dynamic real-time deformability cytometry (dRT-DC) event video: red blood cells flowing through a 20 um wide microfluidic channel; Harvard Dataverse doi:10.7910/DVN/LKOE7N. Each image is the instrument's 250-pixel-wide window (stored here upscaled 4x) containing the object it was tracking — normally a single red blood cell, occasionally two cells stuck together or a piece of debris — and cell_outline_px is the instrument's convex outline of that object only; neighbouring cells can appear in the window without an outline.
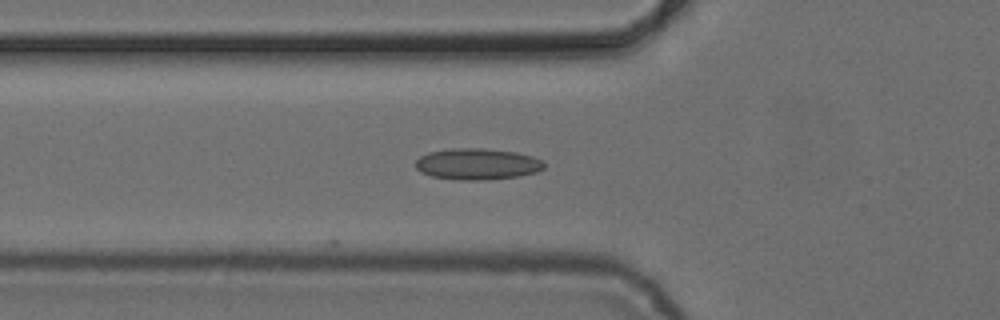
{"species": "common noctule bat (a hibernating species)", "species_latin": "Nyctalus noctula", "temperature_condition": "cold", "stored_images_in_passage": 4, "camera_frame_rate_fps": 3000, "um_per_image_px": 0.085, "animal": {"sex": "female", "body_mass_g": 24.6, "forearm_length_mm": 56.2}, "frame": {"image": 1, "passage_image": 4, "time_ms": 4.333, "image_size_px": [1000, 320], "cell_outline_px": [[544, 168], [536, 172], [520, 176], [488, 180], [456, 180], [432, 176], [420, 172], [416, 168], [416, 160], [420, 156], [428, 152], [452, 148], [480, 148], [516, 152], [532, 156], [544, 160]], "centroid_in_image_um": [40.57, 13.95], "position_along_channel_um": 85.2, "area_um2": 23.64}}